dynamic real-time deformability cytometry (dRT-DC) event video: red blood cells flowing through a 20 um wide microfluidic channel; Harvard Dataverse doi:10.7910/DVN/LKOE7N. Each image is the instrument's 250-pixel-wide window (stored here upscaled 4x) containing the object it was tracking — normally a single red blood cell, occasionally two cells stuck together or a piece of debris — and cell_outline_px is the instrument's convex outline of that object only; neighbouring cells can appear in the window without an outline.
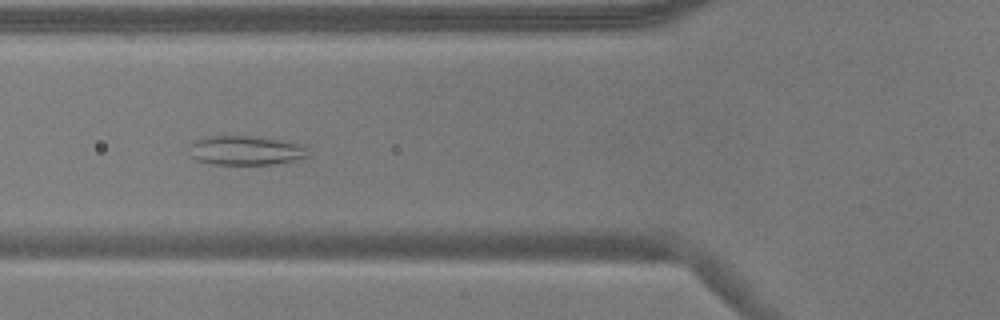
{"species": "common noctule bat (a hibernating species)", "species_latin": "Nyctalus noctula", "temperature_condition": "warm", "stored_images_in_passage": 54, "camera_frame_rate_fps": 3000, "um_per_image_px": 0.085, "animal": {"sex": "male", "body_mass_g": 17.9}, "frame": {"image": 1, "passage_image": 19, "time_ms": 6.0, "image_size_px": [1000, 320], "cell_outline_px": [[308, 156], [276, 164], [212, 164], [196, 160], [192, 156], [192, 140], [208, 136], [244, 136], [280, 140], [308, 144]], "centroid_in_image_um": [20.93, 12.78], "position_along_channel_um": 104.9, "area_um2": 20.17}}
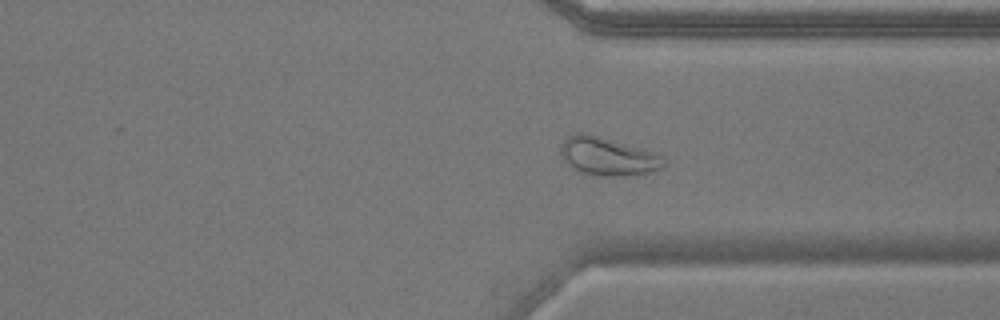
{"frame": {"image": 2, "passage_image": 40, "time_ms": 13.0, "image_size_px": [1000, 320], "cell_outline_px": [[668, 164], [664, 168], [632, 176], [600, 176], [580, 172], [572, 168], [564, 160], [560, 152], [560, 144], [568, 136], [576, 132], [584, 132], [600, 136], [656, 152], [668, 160]], "centroid_in_image_um": [51.71, 13.29], "position_along_channel_um": 359.7, "area_um2": 23.47}}
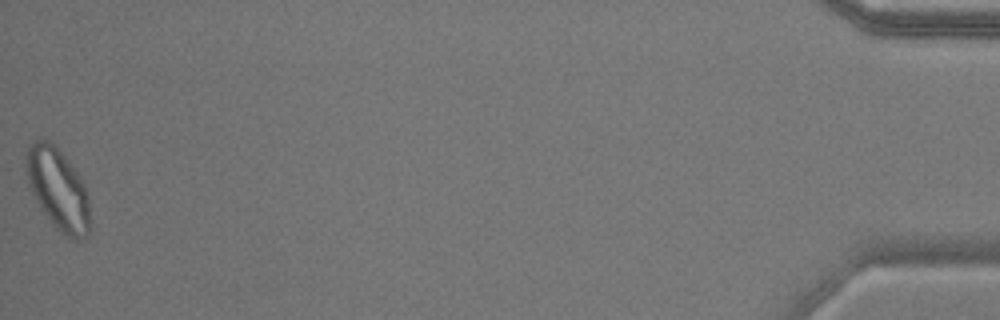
{"frame": {"image": 3, "passage_image": 54, "time_ms": 17.667, "image_size_px": [1000, 320], "cell_outline_px": [[92, 228], [88, 236], [84, 240], [76, 240], [60, 232], [52, 224], [40, 208], [28, 184], [24, 172], [28, 144], [36, 140], [48, 140], [64, 156], [76, 172], [84, 184], [88, 192]], "centroid_in_image_um": [4.95, 16.14], "position_along_channel_um": 430.3, "area_um2": 30.75}, "authors_computed_cell_mechanics": {"area_um2": 24.7673, "velocity_mm_per_s": 3.6379, "shape_relaxation_time_tau1_ms": null, "shape_relaxation_time_tau2_ms": 1.2116, "deformation_change_tau1": null, "deformation_change_tau2": 0.0771}}